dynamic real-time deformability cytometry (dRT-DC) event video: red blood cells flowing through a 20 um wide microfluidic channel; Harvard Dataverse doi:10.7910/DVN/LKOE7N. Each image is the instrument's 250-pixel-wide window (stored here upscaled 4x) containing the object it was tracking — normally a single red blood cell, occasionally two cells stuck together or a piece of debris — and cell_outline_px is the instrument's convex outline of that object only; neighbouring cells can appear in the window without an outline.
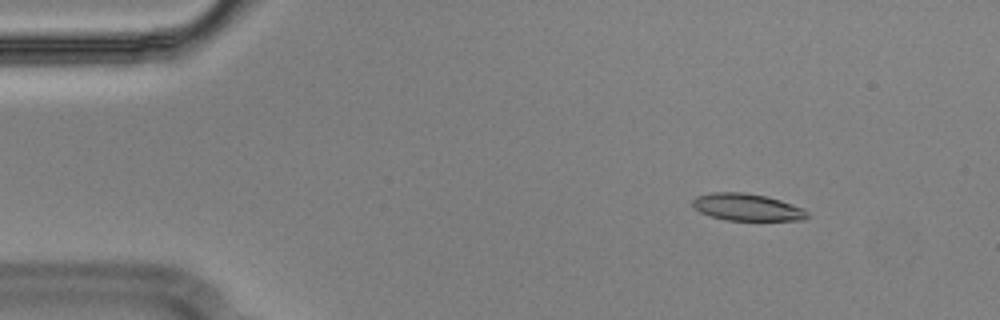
{"species": "Egyptian fruit bat (a non-hibernating species)", "species_latin": "Rousettus aegyptiacus", "temperature_condition": "cold", "stored_images_in_passage": 55, "camera_frame_rate_fps": 3000, "um_per_image_px": 0.085, "animal": {"sex": "male"}, "frame": {"image": 1, "passage_image": 7, "time_ms": 2.0, "image_size_px": [1000, 320], "cell_outline_px": [[808, 216], [804, 220], [724, 220], [700, 212], [692, 208], [692, 200], [696, 196], [712, 192], [744, 192], [764, 196], [780, 200], [804, 208], [808, 212]], "centroid_in_image_um": [63.47, 17.61], "position_along_channel_um": 21.5, "area_um2": 18.15}}
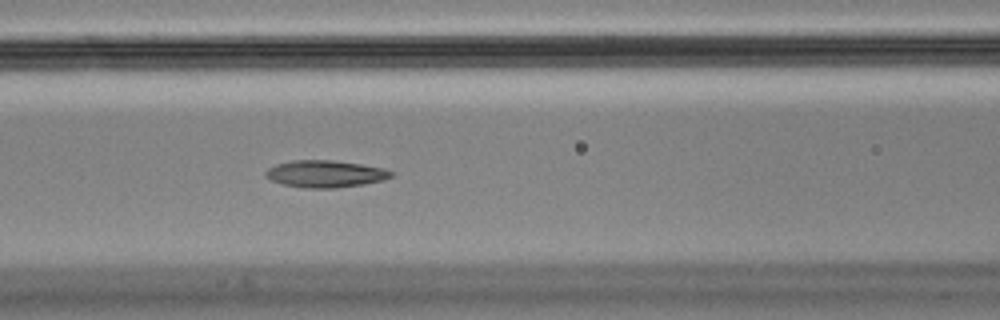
{"frame": {"image": 2, "passage_image": 23, "time_ms": 7.333, "image_size_px": [1000, 320], "cell_outline_px": [[392, 176], [384, 180], [364, 184], [336, 188], [304, 188], [284, 184], [272, 180], [264, 176], [264, 172], [268, 168], [276, 164], [292, 160], [332, 160], [360, 164], [384, 168], [392, 172]], "centroid_in_image_um": [27.63, 14.78], "position_along_channel_um": 139.0, "area_um2": 19.77}}
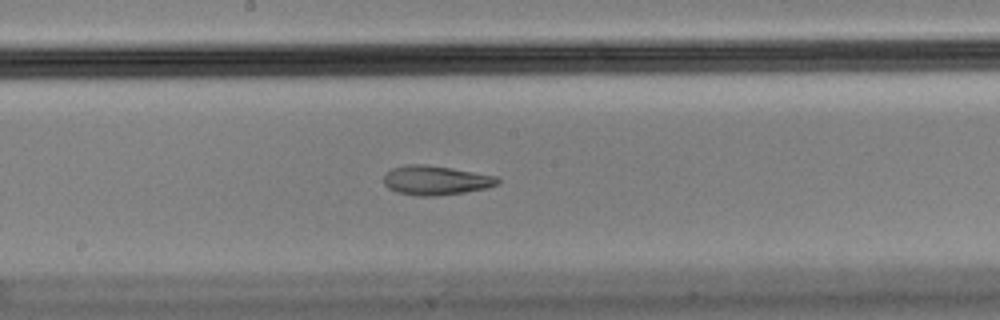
{"frame": {"image": 3, "passage_image": 29, "time_ms": 9.333, "image_size_px": [1000, 320], "cell_outline_px": [[500, 184], [488, 188], [464, 192], [436, 196], [416, 196], [396, 192], [388, 188], [384, 184], [384, 176], [392, 168], [408, 164], [424, 164], [452, 168], [496, 176], [500, 180]], "centroid_in_image_um": [37.05, 15.33], "position_along_channel_um": 211.2, "area_um2": 19.54}, "authors_computed_cell_mechanics": {"area_um2": 19.5364, "velocity_mm_per_s": 3.6105, "shape_relaxation_time_tau1_ms": null, "shape_relaxation_time_tau2_ms": 2.1878, "deformation_change_tau1": null, "deformation_change_tau2": 0.0749}}